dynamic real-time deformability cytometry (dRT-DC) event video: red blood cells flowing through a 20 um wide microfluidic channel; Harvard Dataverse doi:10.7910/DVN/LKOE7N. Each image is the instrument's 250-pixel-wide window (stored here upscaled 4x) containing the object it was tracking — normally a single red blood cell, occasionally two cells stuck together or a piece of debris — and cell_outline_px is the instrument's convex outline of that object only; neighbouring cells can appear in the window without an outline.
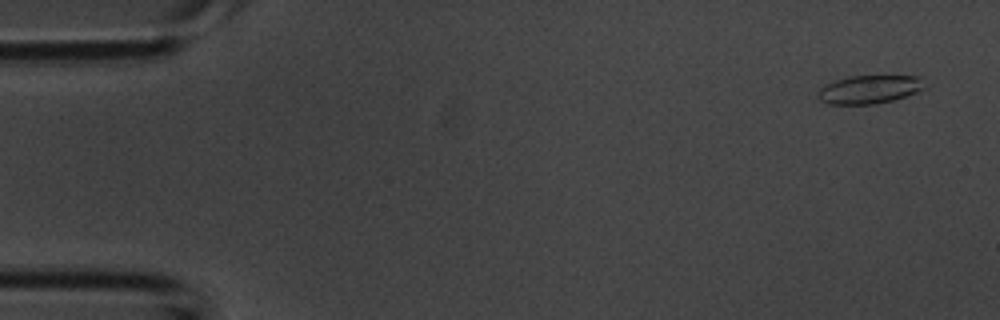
{"species": "common noctule bat (a hibernating species)", "species_latin": "Nyctalus noctula", "temperature_condition": "room temperature", "stored_images_in_passage": 44, "camera_frame_rate_fps": 3000, "um_per_image_px": 0.085, "animal": {"sex": "male", "body_mass_g": 20.1, "forearm_length_mm": 53.5}, "frame": {"image": 1, "passage_image": 3, "time_ms": 0.667, "image_size_px": [1000, 320], "cell_outline_px": [[928, 88], [892, 100], [876, 104], [828, 104], [820, 100], [816, 96], [820, 88], [824, 84], [848, 76], [916, 76]], "centroid_in_image_um": [73.85, 7.6], "position_along_channel_um": 11.2, "area_um2": 17.57}}
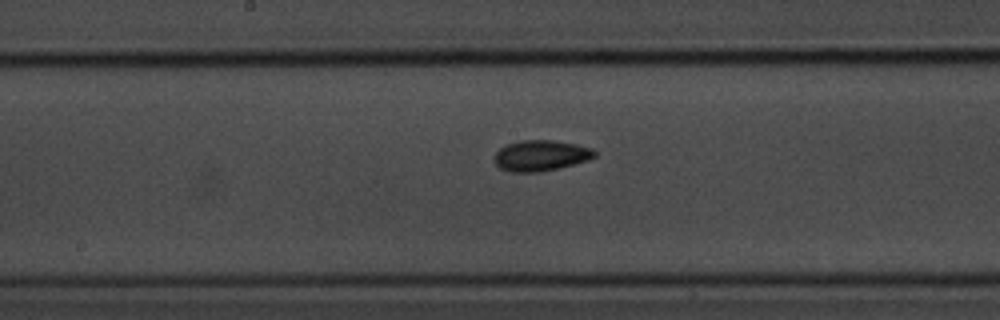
{"frame": {"image": 2, "passage_image": 23, "time_ms": 7.333, "image_size_px": [1000, 320], "cell_outline_px": [[596, 156], [588, 160], [560, 168], [540, 172], [512, 172], [500, 168], [492, 160], [496, 152], [500, 148], [508, 144], [520, 140], [552, 140], [576, 144], [592, 148], [596, 152]], "centroid_in_image_um": [45.96, 13.23], "position_along_channel_um": 202.2, "area_um2": 18.09}}
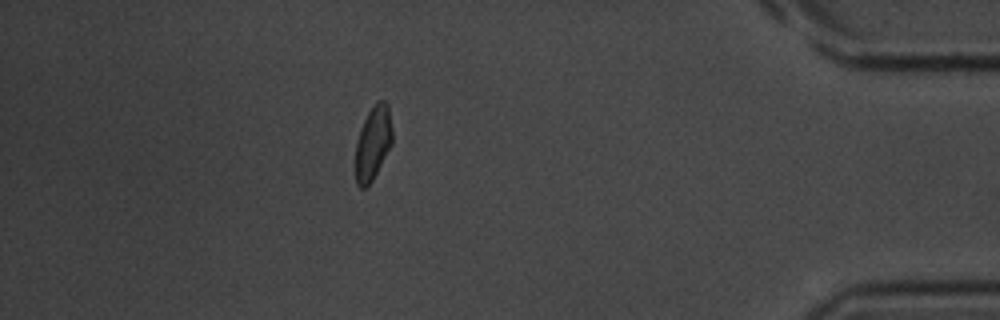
{"frame": {"image": 3, "passage_image": 39, "time_ms": 12.667, "image_size_px": [1000, 320], "cell_outline_px": [[392, 144], [372, 180], [364, 188], [360, 188], [356, 184], [356, 140], [360, 128], [368, 112], [376, 100], [384, 100], [388, 104], [392, 128]], "centroid_in_image_um": [31.7, 12.11], "position_along_channel_um": 403.5, "area_um2": 15.84}}